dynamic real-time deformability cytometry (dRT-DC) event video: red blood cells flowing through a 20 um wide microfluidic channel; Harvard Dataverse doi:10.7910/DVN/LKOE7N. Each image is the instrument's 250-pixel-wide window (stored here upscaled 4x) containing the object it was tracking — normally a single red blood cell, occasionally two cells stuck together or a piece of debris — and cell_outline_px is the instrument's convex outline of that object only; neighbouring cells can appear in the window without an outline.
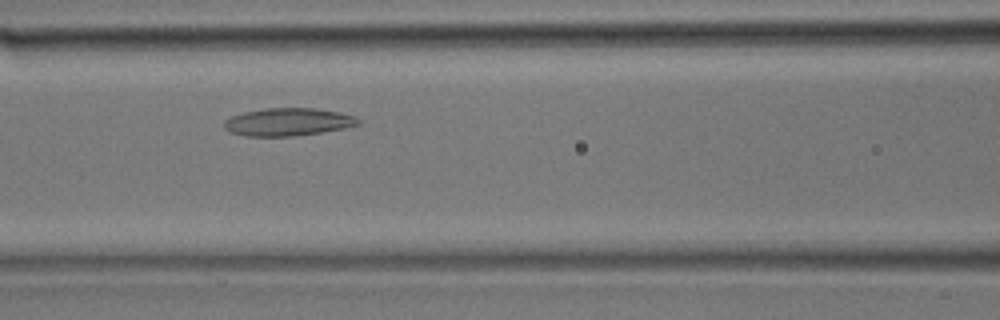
{"species": "common noctule bat (a hibernating species)", "species_latin": "Nyctalus noctula", "temperature_condition": "room temperature", "stored_images_in_passage": 28, "camera_frame_rate_fps": 3000, "um_per_image_px": 0.085, "animal": {"sex": "male", "body_mass_g": 17.9}, "frame": {"image": 1, "passage_image": 8, "time_ms": 2.333, "image_size_px": [1000, 320], "cell_outline_px": [[360, 124], [344, 128], [320, 132], [292, 136], [244, 136], [228, 132], [224, 128], [224, 120], [232, 116], [244, 112], [264, 108], [316, 108], [340, 112], [356, 116], [360, 120]], "centroid_in_image_um": [24.47, 10.36], "position_along_channel_um": 142.1, "area_um2": 21.79}}
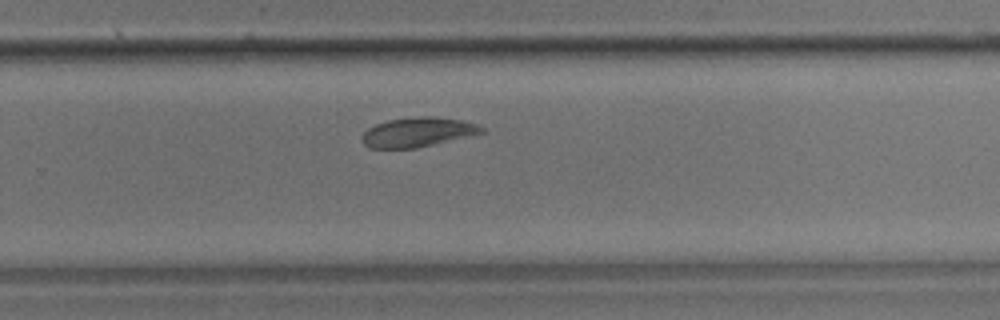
{"frame": {"image": 2, "passage_image": 16, "time_ms": 5.0, "image_size_px": [1000, 320], "cell_outline_px": [[488, 132], [416, 148], [368, 148], [360, 140], [360, 136], [368, 128], [376, 124], [388, 120], [416, 116], [432, 116], [460, 120], [476, 124], [484, 128]], "centroid_in_image_um": [35.49, 11.23], "position_along_channel_um": 294.3, "area_um2": 20.69}}
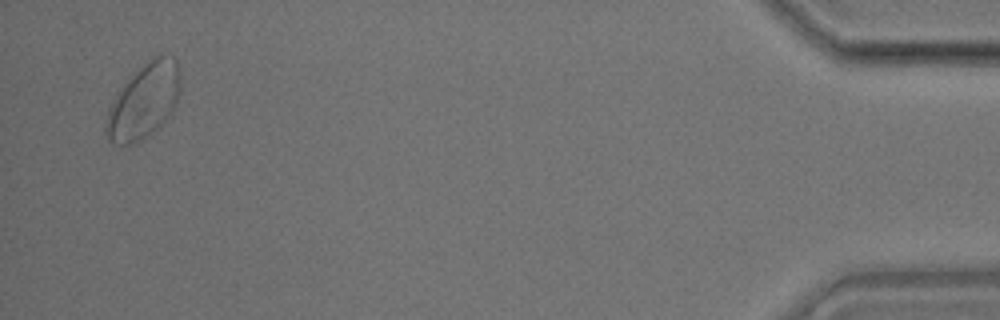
{"frame": {"image": 3, "passage_image": 27, "time_ms": 8.667, "image_size_px": [1000, 320], "cell_outline_px": [[180, 84], [176, 100], [172, 108], [164, 120], [152, 132], [140, 140], [132, 144], [112, 144], [108, 140], [104, 132], [104, 124], [108, 112], [116, 92], [152, 56], [172, 56], [176, 60], [180, 72]], "centroid_in_image_um": [12.18, 8.6], "position_along_channel_um": 423.0, "area_um2": 31.79}}